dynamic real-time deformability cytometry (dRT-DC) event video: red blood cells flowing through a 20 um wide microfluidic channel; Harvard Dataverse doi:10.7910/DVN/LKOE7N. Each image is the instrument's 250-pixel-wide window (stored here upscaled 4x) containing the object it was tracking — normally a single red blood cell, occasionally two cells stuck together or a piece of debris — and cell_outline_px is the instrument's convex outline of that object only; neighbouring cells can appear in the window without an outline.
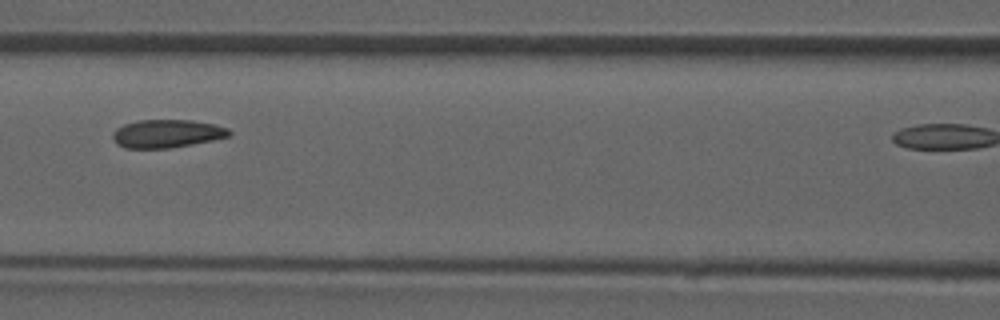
{"species": "common noctule bat (a hibernating species)", "species_latin": "Nyctalus noctula", "temperature_condition": "room temperature", "stored_images_in_passage": 9, "camera_frame_rate_fps": 3000, "um_per_image_px": 0.085, "animal": {"sex": "male", "forearm_length_mm": 52.5}, "frame": {"image": 1, "passage_image": 5, "time_ms": 4.667, "image_size_px": [1000, 320], "cell_outline_px": [[232, 136], [172, 148], [124, 148], [116, 144], [112, 140], [112, 132], [116, 128], [124, 124], [136, 120], [192, 120], [216, 124], [228, 128], [232, 132]], "centroid_in_image_um": [14.18, 11.35], "position_along_channel_um": 152.4, "area_um2": 19.42}}